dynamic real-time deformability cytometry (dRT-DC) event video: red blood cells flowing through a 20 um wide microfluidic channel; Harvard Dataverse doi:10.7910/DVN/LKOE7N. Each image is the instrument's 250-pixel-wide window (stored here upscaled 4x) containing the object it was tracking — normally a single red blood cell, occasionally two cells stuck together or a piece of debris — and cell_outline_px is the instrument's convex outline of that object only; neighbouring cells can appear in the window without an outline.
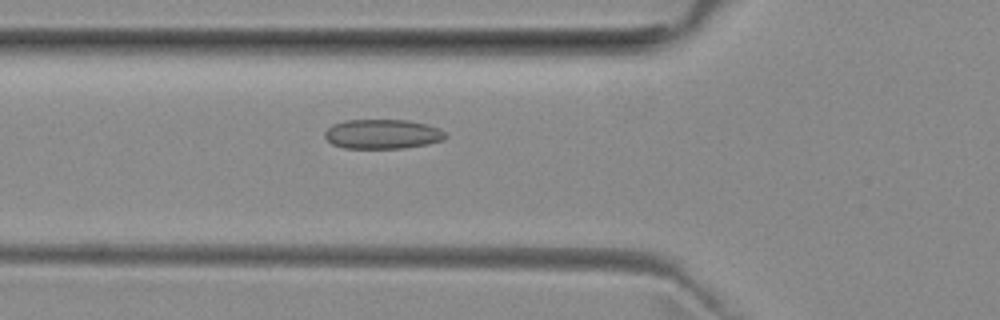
{"species": "common noctule bat (a hibernating species)", "species_latin": "Nyctalus noctula", "temperature_condition": "room temperature", "stored_images_in_passage": 36, "camera_frame_rate_fps": 3000, "um_per_image_px": 0.085, "animal": {"sex": "female", "body_mass_g": 29.2, "forearm_length_mm": 56.3}, "frame": {"image": 1, "passage_image": 3, "time_ms": 0.667, "image_size_px": [1000, 320], "cell_outline_px": [[448, 136], [444, 140], [428, 144], [404, 148], [344, 148], [332, 144], [324, 136], [324, 132], [332, 124], [344, 120], [408, 120], [428, 124], [440, 128]], "centroid_in_image_um": [32.53, 11.39], "position_along_channel_um": 93.3, "area_um2": 20.98}}
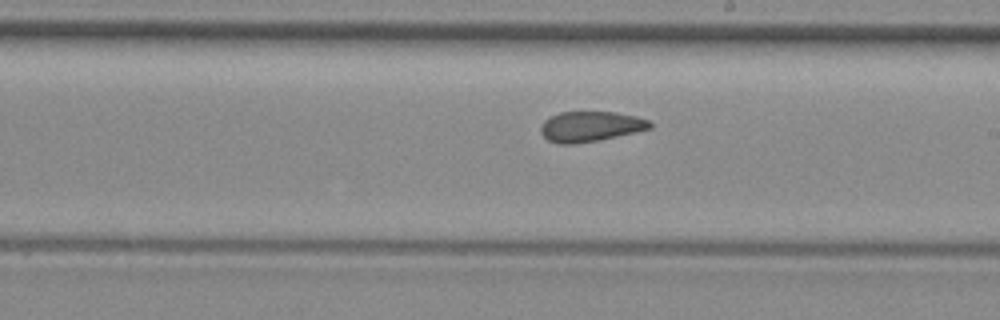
{"frame": {"image": 2, "passage_image": 14, "time_ms": 4.333, "image_size_px": [1000, 320], "cell_outline_px": [[652, 128], [616, 136], [596, 140], [572, 144], [560, 144], [548, 140], [540, 132], [540, 128], [544, 120], [560, 112], [616, 112], [636, 116], [648, 120], [652, 124]], "centroid_in_image_um": [50.17, 10.74], "position_along_channel_um": 238.8, "area_um2": 19.02}}
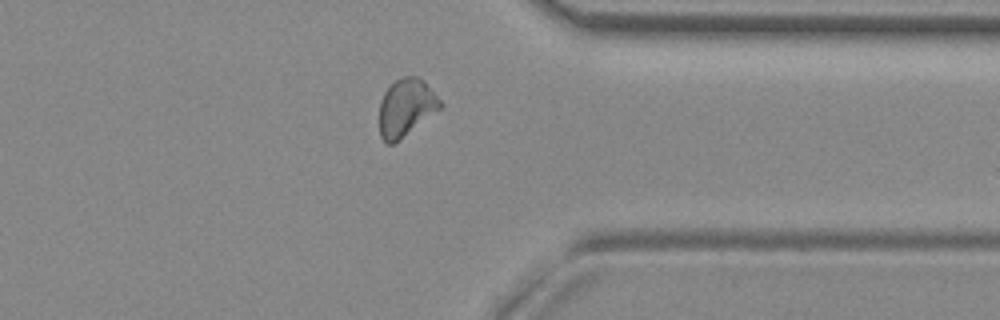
{"frame": {"image": 3, "passage_image": 25, "time_ms": 8.0, "image_size_px": [1000, 320], "cell_outline_px": [[444, 104], [440, 108], [392, 144], [388, 144], [380, 136], [380, 100], [384, 92], [400, 76], [416, 76], [424, 80]], "centroid_in_image_um": [34.51, 9.09], "position_along_channel_um": 376.9, "area_um2": 19.94}, "authors_computed_cell_mechanics": {"area_um2": 19.9121, "velocity_mm_per_s": 3.9637, "shape_relaxation_time_tau1_ms": null, "shape_relaxation_time_tau2_ms": 2.0546, "deformation_change_tau1": null, "deformation_change_tau2": 0.0794}}